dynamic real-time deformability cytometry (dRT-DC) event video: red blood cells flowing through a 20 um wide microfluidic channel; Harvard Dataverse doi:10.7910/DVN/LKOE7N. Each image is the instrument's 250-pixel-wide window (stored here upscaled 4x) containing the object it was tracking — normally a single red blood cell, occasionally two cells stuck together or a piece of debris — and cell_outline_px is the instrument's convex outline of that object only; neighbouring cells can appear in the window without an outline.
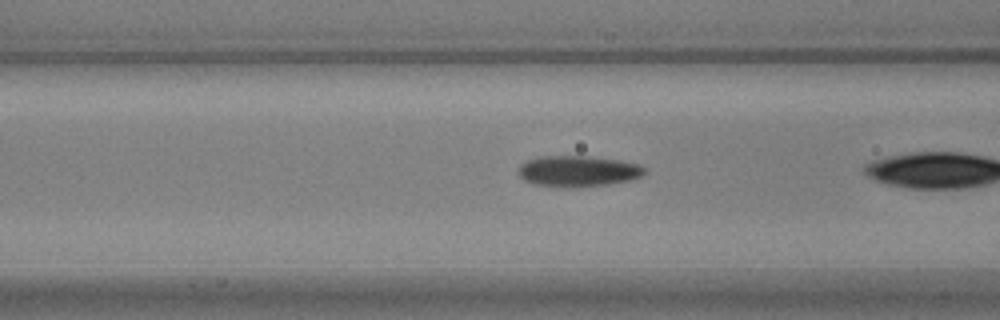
{"species": "common noctule bat (a hibernating species)", "species_latin": "Nyctalus noctula", "temperature_condition": "warm", "stored_images_in_passage": 14, "camera_frame_rate_fps": 3000, "um_per_image_px": 0.085, "animal": {"sex": "male", "body_mass_g": 17.9, "forearm_length_mm": 54.2}, "frame": {"image": 1, "passage_image": 5, "time_ms": 1.333, "image_size_px": [1000, 320], "cell_outline_px": [[648, 172], [632, 180], [608, 184], [572, 188], [568, 188], [532, 184], [524, 180], [516, 172], [516, 168], [520, 164], [536, 156], [584, 156], [620, 160], [640, 164]], "centroid_in_image_um": [49.09, 14.55], "position_along_channel_um": 117.5, "area_um2": 23.18}}
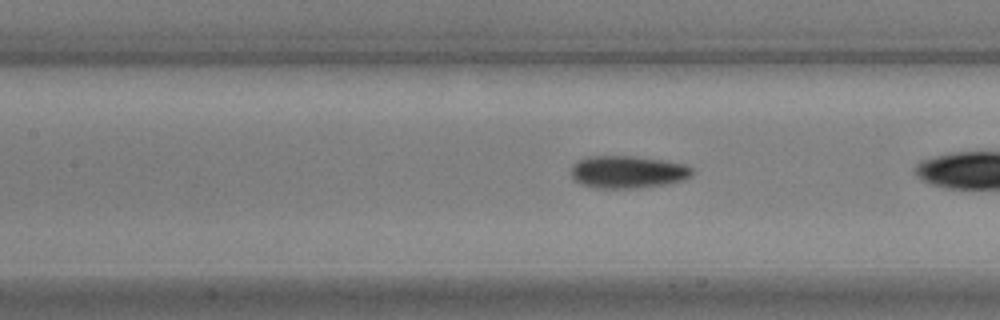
{"frame": {"image": 2, "passage_image": 8, "time_ms": 2.333, "image_size_px": [1000, 320], "cell_outline_px": [[692, 176], [684, 180], [668, 184], [636, 188], [592, 188], [580, 184], [572, 180], [572, 164], [588, 156], [632, 156], [688, 164], [692, 168]], "centroid_in_image_um": [53.35, 14.63], "position_along_channel_um": 154.0, "area_um2": 23.12}}